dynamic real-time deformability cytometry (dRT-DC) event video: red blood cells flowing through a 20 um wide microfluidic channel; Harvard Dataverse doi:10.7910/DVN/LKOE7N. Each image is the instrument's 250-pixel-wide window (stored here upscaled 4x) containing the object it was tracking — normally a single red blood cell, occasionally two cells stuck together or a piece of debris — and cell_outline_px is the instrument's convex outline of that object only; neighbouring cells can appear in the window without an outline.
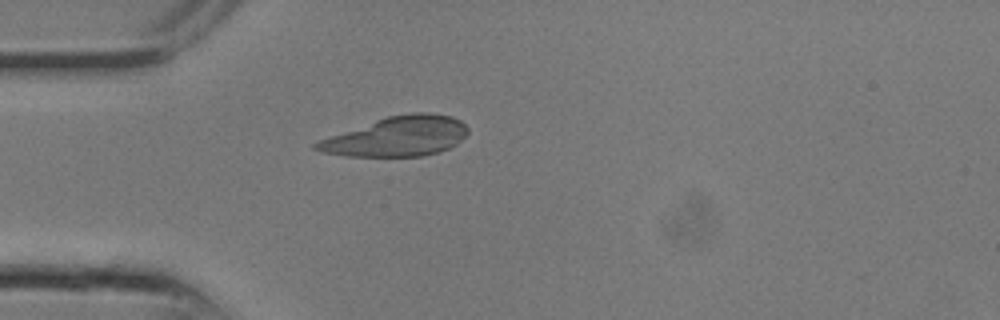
{"species": "common noctule bat (a hibernating species)", "species_latin": "Nyctalus noctula", "temperature_condition": "room temperature", "stored_images_in_passage": 9, "camera_frame_rate_fps": 3000, "um_per_image_px": 0.085, "animal": {"sex": "male", "body_mass_g": 13.3}, "frame": {"image": 1, "passage_image": 7, "time_ms": 2.0, "image_size_px": [1000, 320], "cell_outline_px": [[468, 132], [456, 144], [448, 148], [436, 152], [420, 156], [344, 156], [324, 152], [312, 148], [312, 144], [320, 140], [376, 120], [388, 116], [412, 112], [428, 112], [452, 116], [460, 120], [468, 128]], "centroid_in_image_um": [33.76, 11.59], "position_along_channel_um": 51.2, "area_um2": 34.62}}